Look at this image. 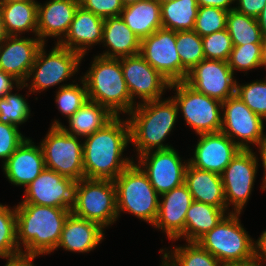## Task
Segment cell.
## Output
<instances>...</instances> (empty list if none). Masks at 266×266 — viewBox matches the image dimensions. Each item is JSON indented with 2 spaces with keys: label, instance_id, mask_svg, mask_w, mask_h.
Segmentation results:
<instances>
[{
  "label": "cell",
  "instance_id": "1",
  "mask_svg": "<svg viewBox=\"0 0 266 266\" xmlns=\"http://www.w3.org/2000/svg\"><path fill=\"white\" fill-rule=\"evenodd\" d=\"M130 140L128 119L115 116L83 141L85 178L115 180L134 160L123 156ZM124 157V158H123Z\"/></svg>",
  "mask_w": 266,
  "mask_h": 266
},
{
  "label": "cell",
  "instance_id": "2",
  "mask_svg": "<svg viewBox=\"0 0 266 266\" xmlns=\"http://www.w3.org/2000/svg\"><path fill=\"white\" fill-rule=\"evenodd\" d=\"M15 211L17 243L22 253L45 256L57 250L70 209L19 203Z\"/></svg>",
  "mask_w": 266,
  "mask_h": 266
},
{
  "label": "cell",
  "instance_id": "3",
  "mask_svg": "<svg viewBox=\"0 0 266 266\" xmlns=\"http://www.w3.org/2000/svg\"><path fill=\"white\" fill-rule=\"evenodd\" d=\"M128 115L130 140L138 156L173 147L164 142L174 129L179 115L172 97L138 103Z\"/></svg>",
  "mask_w": 266,
  "mask_h": 266
},
{
  "label": "cell",
  "instance_id": "4",
  "mask_svg": "<svg viewBox=\"0 0 266 266\" xmlns=\"http://www.w3.org/2000/svg\"><path fill=\"white\" fill-rule=\"evenodd\" d=\"M87 72L81 77L88 99L108 108L115 116L129 114L136 106L129 94L119 58L96 55Z\"/></svg>",
  "mask_w": 266,
  "mask_h": 266
},
{
  "label": "cell",
  "instance_id": "5",
  "mask_svg": "<svg viewBox=\"0 0 266 266\" xmlns=\"http://www.w3.org/2000/svg\"><path fill=\"white\" fill-rule=\"evenodd\" d=\"M118 217L122 212L153 225L159 209L160 195L147 175L133 162L115 180Z\"/></svg>",
  "mask_w": 266,
  "mask_h": 266
},
{
  "label": "cell",
  "instance_id": "6",
  "mask_svg": "<svg viewBox=\"0 0 266 266\" xmlns=\"http://www.w3.org/2000/svg\"><path fill=\"white\" fill-rule=\"evenodd\" d=\"M71 213L102 228L114 224L118 219L114 181L89 178L76 181Z\"/></svg>",
  "mask_w": 266,
  "mask_h": 266
},
{
  "label": "cell",
  "instance_id": "7",
  "mask_svg": "<svg viewBox=\"0 0 266 266\" xmlns=\"http://www.w3.org/2000/svg\"><path fill=\"white\" fill-rule=\"evenodd\" d=\"M241 213H228L197 242L223 265L254 257V239L242 226Z\"/></svg>",
  "mask_w": 266,
  "mask_h": 266
},
{
  "label": "cell",
  "instance_id": "8",
  "mask_svg": "<svg viewBox=\"0 0 266 266\" xmlns=\"http://www.w3.org/2000/svg\"><path fill=\"white\" fill-rule=\"evenodd\" d=\"M45 43L37 52L35 62L30 69L29 75L24 83L31 93H41L48 88L66 82L71 76L79 71L82 55L56 43L49 53H46ZM30 81L28 84L27 82ZM30 85V86H29Z\"/></svg>",
  "mask_w": 266,
  "mask_h": 266
},
{
  "label": "cell",
  "instance_id": "9",
  "mask_svg": "<svg viewBox=\"0 0 266 266\" xmlns=\"http://www.w3.org/2000/svg\"><path fill=\"white\" fill-rule=\"evenodd\" d=\"M176 91L171 96L176 102L178 111L183 114L187 126L195 133H216L221 131L222 102L199 93L184 81L170 83L169 90Z\"/></svg>",
  "mask_w": 266,
  "mask_h": 266
},
{
  "label": "cell",
  "instance_id": "10",
  "mask_svg": "<svg viewBox=\"0 0 266 266\" xmlns=\"http://www.w3.org/2000/svg\"><path fill=\"white\" fill-rule=\"evenodd\" d=\"M79 138L66 133L60 127H50L40 142L46 168L75 181L85 178L83 142Z\"/></svg>",
  "mask_w": 266,
  "mask_h": 266
},
{
  "label": "cell",
  "instance_id": "11",
  "mask_svg": "<svg viewBox=\"0 0 266 266\" xmlns=\"http://www.w3.org/2000/svg\"><path fill=\"white\" fill-rule=\"evenodd\" d=\"M257 157L252 149H241L221 174L227 212L232 204L231 212L241 213L248 203L259 166Z\"/></svg>",
  "mask_w": 266,
  "mask_h": 266
},
{
  "label": "cell",
  "instance_id": "12",
  "mask_svg": "<svg viewBox=\"0 0 266 266\" xmlns=\"http://www.w3.org/2000/svg\"><path fill=\"white\" fill-rule=\"evenodd\" d=\"M221 132L240 149H253L264 136V120L235 94L222 102ZM250 144V145H249Z\"/></svg>",
  "mask_w": 266,
  "mask_h": 266
},
{
  "label": "cell",
  "instance_id": "13",
  "mask_svg": "<svg viewBox=\"0 0 266 266\" xmlns=\"http://www.w3.org/2000/svg\"><path fill=\"white\" fill-rule=\"evenodd\" d=\"M137 157L136 164L159 195L184 183L188 160L182 159L174 147L148 151Z\"/></svg>",
  "mask_w": 266,
  "mask_h": 266
},
{
  "label": "cell",
  "instance_id": "14",
  "mask_svg": "<svg viewBox=\"0 0 266 266\" xmlns=\"http://www.w3.org/2000/svg\"><path fill=\"white\" fill-rule=\"evenodd\" d=\"M131 99L139 103L162 99L170 82L155 70L140 54L119 58ZM164 92V93H163Z\"/></svg>",
  "mask_w": 266,
  "mask_h": 266
},
{
  "label": "cell",
  "instance_id": "15",
  "mask_svg": "<svg viewBox=\"0 0 266 266\" xmlns=\"http://www.w3.org/2000/svg\"><path fill=\"white\" fill-rule=\"evenodd\" d=\"M228 62L203 59L187 74L185 83L199 93L221 102L236 94V82Z\"/></svg>",
  "mask_w": 266,
  "mask_h": 266
},
{
  "label": "cell",
  "instance_id": "16",
  "mask_svg": "<svg viewBox=\"0 0 266 266\" xmlns=\"http://www.w3.org/2000/svg\"><path fill=\"white\" fill-rule=\"evenodd\" d=\"M139 54L170 83L181 82L175 31L162 27L143 38Z\"/></svg>",
  "mask_w": 266,
  "mask_h": 266
},
{
  "label": "cell",
  "instance_id": "17",
  "mask_svg": "<svg viewBox=\"0 0 266 266\" xmlns=\"http://www.w3.org/2000/svg\"><path fill=\"white\" fill-rule=\"evenodd\" d=\"M76 181L45 168L25 187L23 201L35 205L72 209Z\"/></svg>",
  "mask_w": 266,
  "mask_h": 266
},
{
  "label": "cell",
  "instance_id": "18",
  "mask_svg": "<svg viewBox=\"0 0 266 266\" xmlns=\"http://www.w3.org/2000/svg\"><path fill=\"white\" fill-rule=\"evenodd\" d=\"M188 163L198 169L222 174L224 169L241 150L223 132L202 133Z\"/></svg>",
  "mask_w": 266,
  "mask_h": 266
},
{
  "label": "cell",
  "instance_id": "19",
  "mask_svg": "<svg viewBox=\"0 0 266 266\" xmlns=\"http://www.w3.org/2000/svg\"><path fill=\"white\" fill-rule=\"evenodd\" d=\"M159 199L158 215L153 227L163 231L169 240L185 238V216L194 201L187 185L183 183L160 195Z\"/></svg>",
  "mask_w": 266,
  "mask_h": 266
},
{
  "label": "cell",
  "instance_id": "20",
  "mask_svg": "<svg viewBox=\"0 0 266 266\" xmlns=\"http://www.w3.org/2000/svg\"><path fill=\"white\" fill-rule=\"evenodd\" d=\"M42 45L43 42L35 35L34 38L8 36L0 43V70L24 84Z\"/></svg>",
  "mask_w": 266,
  "mask_h": 266
},
{
  "label": "cell",
  "instance_id": "21",
  "mask_svg": "<svg viewBox=\"0 0 266 266\" xmlns=\"http://www.w3.org/2000/svg\"><path fill=\"white\" fill-rule=\"evenodd\" d=\"M2 168L11 184L26 187L46 168L41 145L26 138Z\"/></svg>",
  "mask_w": 266,
  "mask_h": 266
},
{
  "label": "cell",
  "instance_id": "22",
  "mask_svg": "<svg viewBox=\"0 0 266 266\" xmlns=\"http://www.w3.org/2000/svg\"><path fill=\"white\" fill-rule=\"evenodd\" d=\"M104 19L78 6L66 36L58 43L85 57L93 46L102 43Z\"/></svg>",
  "mask_w": 266,
  "mask_h": 266
},
{
  "label": "cell",
  "instance_id": "23",
  "mask_svg": "<svg viewBox=\"0 0 266 266\" xmlns=\"http://www.w3.org/2000/svg\"><path fill=\"white\" fill-rule=\"evenodd\" d=\"M80 0H49L38 2L37 36L46 44L48 37L59 43L67 34Z\"/></svg>",
  "mask_w": 266,
  "mask_h": 266
},
{
  "label": "cell",
  "instance_id": "24",
  "mask_svg": "<svg viewBox=\"0 0 266 266\" xmlns=\"http://www.w3.org/2000/svg\"><path fill=\"white\" fill-rule=\"evenodd\" d=\"M104 228L95 222L79 218L72 213L66 218L57 248L65 251L88 253L104 239Z\"/></svg>",
  "mask_w": 266,
  "mask_h": 266
},
{
  "label": "cell",
  "instance_id": "25",
  "mask_svg": "<svg viewBox=\"0 0 266 266\" xmlns=\"http://www.w3.org/2000/svg\"><path fill=\"white\" fill-rule=\"evenodd\" d=\"M184 183L194 201L227 209L222 177L220 174L201 170L189 163L185 171Z\"/></svg>",
  "mask_w": 266,
  "mask_h": 266
},
{
  "label": "cell",
  "instance_id": "26",
  "mask_svg": "<svg viewBox=\"0 0 266 266\" xmlns=\"http://www.w3.org/2000/svg\"><path fill=\"white\" fill-rule=\"evenodd\" d=\"M141 40L125 24L122 17L113 16L104 19L102 45L107 47L100 56L121 58L139 54Z\"/></svg>",
  "mask_w": 266,
  "mask_h": 266
},
{
  "label": "cell",
  "instance_id": "27",
  "mask_svg": "<svg viewBox=\"0 0 266 266\" xmlns=\"http://www.w3.org/2000/svg\"><path fill=\"white\" fill-rule=\"evenodd\" d=\"M114 117L108 108L88 99L67 119L69 127L66 128L57 119H54L51 127H60L66 133L83 139L103 128Z\"/></svg>",
  "mask_w": 266,
  "mask_h": 266
},
{
  "label": "cell",
  "instance_id": "28",
  "mask_svg": "<svg viewBox=\"0 0 266 266\" xmlns=\"http://www.w3.org/2000/svg\"><path fill=\"white\" fill-rule=\"evenodd\" d=\"M120 16L140 40L162 28L161 5L157 0H142L124 6Z\"/></svg>",
  "mask_w": 266,
  "mask_h": 266
},
{
  "label": "cell",
  "instance_id": "29",
  "mask_svg": "<svg viewBox=\"0 0 266 266\" xmlns=\"http://www.w3.org/2000/svg\"><path fill=\"white\" fill-rule=\"evenodd\" d=\"M3 22L8 36L32 32L37 36V1L0 2Z\"/></svg>",
  "mask_w": 266,
  "mask_h": 266
},
{
  "label": "cell",
  "instance_id": "30",
  "mask_svg": "<svg viewBox=\"0 0 266 266\" xmlns=\"http://www.w3.org/2000/svg\"><path fill=\"white\" fill-rule=\"evenodd\" d=\"M227 209L193 201L185 216V240L197 242L211 231L228 213Z\"/></svg>",
  "mask_w": 266,
  "mask_h": 266
},
{
  "label": "cell",
  "instance_id": "31",
  "mask_svg": "<svg viewBox=\"0 0 266 266\" xmlns=\"http://www.w3.org/2000/svg\"><path fill=\"white\" fill-rule=\"evenodd\" d=\"M162 263L166 266H223L213 255L207 252L198 242H187L186 245L162 248Z\"/></svg>",
  "mask_w": 266,
  "mask_h": 266
},
{
  "label": "cell",
  "instance_id": "32",
  "mask_svg": "<svg viewBox=\"0 0 266 266\" xmlns=\"http://www.w3.org/2000/svg\"><path fill=\"white\" fill-rule=\"evenodd\" d=\"M160 5L163 28L175 32L194 29L199 9L196 0H173Z\"/></svg>",
  "mask_w": 266,
  "mask_h": 266
},
{
  "label": "cell",
  "instance_id": "33",
  "mask_svg": "<svg viewBox=\"0 0 266 266\" xmlns=\"http://www.w3.org/2000/svg\"><path fill=\"white\" fill-rule=\"evenodd\" d=\"M226 28L232 39L233 46L247 43H262V35L257 19L237 12L228 11Z\"/></svg>",
  "mask_w": 266,
  "mask_h": 266
},
{
  "label": "cell",
  "instance_id": "34",
  "mask_svg": "<svg viewBox=\"0 0 266 266\" xmlns=\"http://www.w3.org/2000/svg\"><path fill=\"white\" fill-rule=\"evenodd\" d=\"M176 48L181 60V81L204 57L202 37L194 30L176 32Z\"/></svg>",
  "mask_w": 266,
  "mask_h": 266
},
{
  "label": "cell",
  "instance_id": "35",
  "mask_svg": "<svg viewBox=\"0 0 266 266\" xmlns=\"http://www.w3.org/2000/svg\"><path fill=\"white\" fill-rule=\"evenodd\" d=\"M22 253L17 243L16 211L0 204V258Z\"/></svg>",
  "mask_w": 266,
  "mask_h": 266
},
{
  "label": "cell",
  "instance_id": "36",
  "mask_svg": "<svg viewBox=\"0 0 266 266\" xmlns=\"http://www.w3.org/2000/svg\"><path fill=\"white\" fill-rule=\"evenodd\" d=\"M80 84H61L56 91L55 102L58 111L67 119L72 116L87 100L88 93L85 82L82 78Z\"/></svg>",
  "mask_w": 266,
  "mask_h": 266
},
{
  "label": "cell",
  "instance_id": "37",
  "mask_svg": "<svg viewBox=\"0 0 266 266\" xmlns=\"http://www.w3.org/2000/svg\"><path fill=\"white\" fill-rule=\"evenodd\" d=\"M21 94L7 93L0 98V123L19 125L28 121L30 116V105Z\"/></svg>",
  "mask_w": 266,
  "mask_h": 266
},
{
  "label": "cell",
  "instance_id": "38",
  "mask_svg": "<svg viewBox=\"0 0 266 266\" xmlns=\"http://www.w3.org/2000/svg\"><path fill=\"white\" fill-rule=\"evenodd\" d=\"M236 94L259 117L266 121V78L251 83L238 84Z\"/></svg>",
  "mask_w": 266,
  "mask_h": 266
},
{
  "label": "cell",
  "instance_id": "39",
  "mask_svg": "<svg viewBox=\"0 0 266 266\" xmlns=\"http://www.w3.org/2000/svg\"><path fill=\"white\" fill-rule=\"evenodd\" d=\"M262 43H247L241 46H233L228 64L233 73L245 72L261 67Z\"/></svg>",
  "mask_w": 266,
  "mask_h": 266
},
{
  "label": "cell",
  "instance_id": "40",
  "mask_svg": "<svg viewBox=\"0 0 266 266\" xmlns=\"http://www.w3.org/2000/svg\"><path fill=\"white\" fill-rule=\"evenodd\" d=\"M228 11L211 6L199 7L194 31L201 37L226 29Z\"/></svg>",
  "mask_w": 266,
  "mask_h": 266
},
{
  "label": "cell",
  "instance_id": "41",
  "mask_svg": "<svg viewBox=\"0 0 266 266\" xmlns=\"http://www.w3.org/2000/svg\"><path fill=\"white\" fill-rule=\"evenodd\" d=\"M205 59L222 60L228 62L233 49L232 39L227 28L202 37Z\"/></svg>",
  "mask_w": 266,
  "mask_h": 266
},
{
  "label": "cell",
  "instance_id": "42",
  "mask_svg": "<svg viewBox=\"0 0 266 266\" xmlns=\"http://www.w3.org/2000/svg\"><path fill=\"white\" fill-rule=\"evenodd\" d=\"M26 138L18 126L0 123V159L3 164Z\"/></svg>",
  "mask_w": 266,
  "mask_h": 266
},
{
  "label": "cell",
  "instance_id": "43",
  "mask_svg": "<svg viewBox=\"0 0 266 266\" xmlns=\"http://www.w3.org/2000/svg\"><path fill=\"white\" fill-rule=\"evenodd\" d=\"M80 6L103 19L119 16L124 9L121 0H80Z\"/></svg>",
  "mask_w": 266,
  "mask_h": 266
},
{
  "label": "cell",
  "instance_id": "44",
  "mask_svg": "<svg viewBox=\"0 0 266 266\" xmlns=\"http://www.w3.org/2000/svg\"><path fill=\"white\" fill-rule=\"evenodd\" d=\"M235 2L237 12L254 18L259 16L266 4V0H235Z\"/></svg>",
  "mask_w": 266,
  "mask_h": 266
},
{
  "label": "cell",
  "instance_id": "45",
  "mask_svg": "<svg viewBox=\"0 0 266 266\" xmlns=\"http://www.w3.org/2000/svg\"><path fill=\"white\" fill-rule=\"evenodd\" d=\"M14 87L15 89L17 88V90L26 88L24 84H20L11 75L0 70V98H3L9 92H12Z\"/></svg>",
  "mask_w": 266,
  "mask_h": 266
},
{
  "label": "cell",
  "instance_id": "46",
  "mask_svg": "<svg viewBox=\"0 0 266 266\" xmlns=\"http://www.w3.org/2000/svg\"><path fill=\"white\" fill-rule=\"evenodd\" d=\"M38 255L20 253L15 256L6 257L5 266H35L33 261Z\"/></svg>",
  "mask_w": 266,
  "mask_h": 266
},
{
  "label": "cell",
  "instance_id": "47",
  "mask_svg": "<svg viewBox=\"0 0 266 266\" xmlns=\"http://www.w3.org/2000/svg\"><path fill=\"white\" fill-rule=\"evenodd\" d=\"M199 7L211 6L220 8L222 10L231 11L235 9V6H231L235 3V0H196Z\"/></svg>",
  "mask_w": 266,
  "mask_h": 266
},
{
  "label": "cell",
  "instance_id": "48",
  "mask_svg": "<svg viewBox=\"0 0 266 266\" xmlns=\"http://www.w3.org/2000/svg\"><path fill=\"white\" fill-rule=\"evenodd\" d=\"M254 257L266 263V229L262 231L257 241H254Z\"/></svg>",
  "mask_w": 266,
  "mask_h": 266
},
{
  "label": "cell",
  "instance_id": "49",
  "mask_svg": "<svg viewBox=\"0 0 266 266\" xmlns=\"http://www.w3.org/2000/svg\"><path fill=\"white\" fill-rule=\"evenodd\" d=\"M257 149H259L260 159L262 161V166L264 167V178L262 179L261 189L265 191L266 189V134L262 137L261 141L257 145Z\"/></svg>",
  "mask_w": 266,
  "mask_h": 266
},
{
  "label": "cell",
  "instance_id": "50",
  "mask_svg": "<svg viewBox=\"0 0 266 266\" xmlns=\"http://www.w3.org/2000/svg\"><path fill=\"white\" fill-rule=\"evenodd\" d=\"M263 263L266 265L263 260L253 257L246 261L232 262L223 266H265Z\"/></svg>",
  "mask_w": 266,
  "mask_h": 266
},
{
  "label": "cell",
  "instance_id": "51",
  "mask_svg": "<svg viewBox=\"0 0 266 266\" xmlns=\"http://www.w3.org/2000/svg\"><path fill=\"white\" fill-rule=\"evenodd\" d=\"M256 19H257L262 37L266 38V4Z\"/></svg>",
  "mask_w": 266,
  "mask_h": 266
},
{
  "label": "cell",
  "instance_id": "52",
  "mask_svg": "<svg viewBox=\"0 0 266 266\" xmlns=\"http://www.w3.org/2000/svg\"><path fill=\"white\" fill-rule=\"evenodd\" d=\"M7 37H8V34L6 33V30L4 27L3 14L0 8V43H2Z\"/></svg>",
  "mask_w": 266,
  "mask_h": 266
},
{
  "label": "cell",
  "instance_id": "53",
  "mask_svg": "<svg viewBox=\"0 0 266 266\" xmlns=\"http://www.w3.org/2000/svg\"><path fill=\"white\" fill-rule=\"evenodd\" d=\"M266 68V38L262 39L261 68Z\"/></svg>",
  "mask_w": 266,
  "mask_h": 266
},
{
  "label": "cell",
  "instance_id": "54",
  "mask_svg": "<svg viewBox=\"0 0 266 266\" xmlns=\"http://www.w3.org/2000/svg\"><path fill=\"white\" fill-rule=\"evenodd\" d=\"M121 1H122V4L124 6H127L129 4L137 3V2L142 1V0H121Z\"/></svg>",
  "mask_w": 266,
  "mask_h": 266
},
{
  "label": "cell",
  "instance_id": "55",
  "mask_svg": "<svg viewBox=\"0 0 266 266\" xmlns=\"http://www.w3.org/2000/svg\"><path fill=\"white\" fill-rule=\"evenodd\" d=\"M36 1V0H0V2Z\"/></svg>",
  "mask_w": 266,
  "mask_h": 266
},
{
  "label": "cell",
  "instance_id": "56",
  "mask_svg": "<svg viewBox=\"0 0 266 266\" xmlns=\"http://www.w3.org/2000/svg\"><path fill=\"white\" fill-rule=\"evenodd\" d=\"M160 4L171 2L173 0H157Z\"/></svg>",
  "mask_w": 266,
  "mask_h": 266
}]
</instances>
